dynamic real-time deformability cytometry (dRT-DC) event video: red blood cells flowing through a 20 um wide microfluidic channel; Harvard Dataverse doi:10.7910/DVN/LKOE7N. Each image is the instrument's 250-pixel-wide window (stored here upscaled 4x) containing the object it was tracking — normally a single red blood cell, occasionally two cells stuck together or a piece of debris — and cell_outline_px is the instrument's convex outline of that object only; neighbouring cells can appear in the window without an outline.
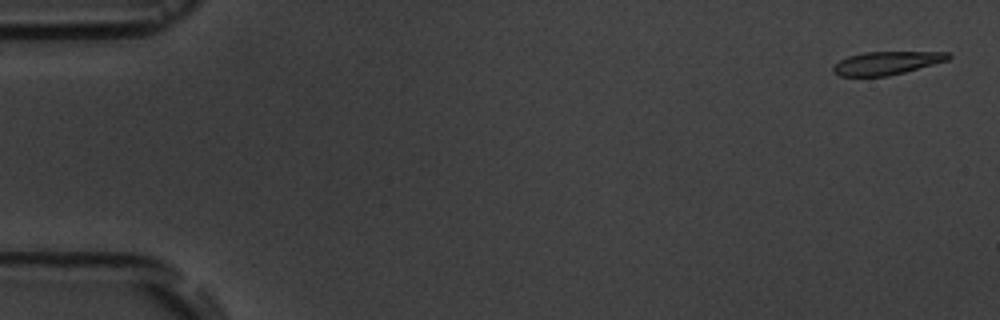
{"species": "common noctule bat (a hibernating species)", "species_latin": "Nyctalus noctula", "temperature_condition": "room temperature", "stored_images_in_passage": 5, "camera_frame_rate_fps": 3000, "um_per_image_px": 0.085, "animal": {"sex": "male", "body_mass_g": 19.5, "forearm_length_mm": 54.6}, "frame": {"image": 1, "passage_image": 1, "time_ms": 0.0, "image_size_px": [1000, 320], "cell_outline_px": [[952, 56], [948, 60], [904, 72], [888, 76], [840, 76], [832, 72], [832, 68], [840, 60], [848, 56], [864, 52], [948, 52]], "centroid_in_image_um": [75.35, 5.36], "position_along_channel_um": 9.7, "area_um2": 15.43}}
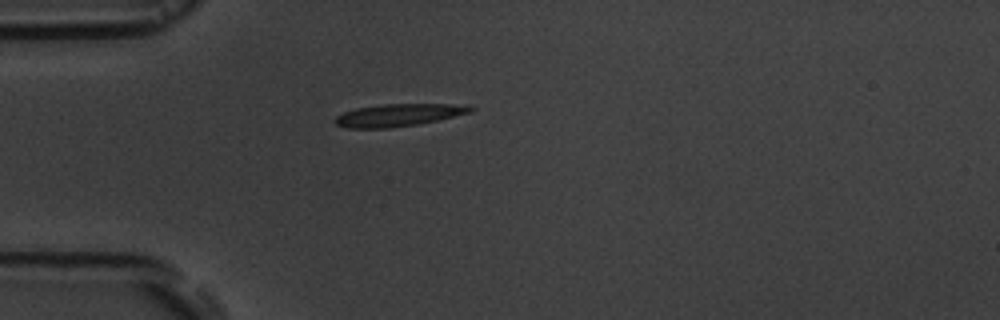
{"frame": {"image": 2, "passage_image": 5, "time_ms": 4.667, "image_size_px": [1000, 320], "cell_outline_px": [[476, 108], [472, 112], [436, 120], [416, 124], [392, 128], [348, 128], [336, 124], [332, 120], [336, 116], [344, 112], [356, 108], [384, 104], [468, 104]], "centroid_in_image_um": [33.88, 9.77], "position_along_channel_um": 51.1, "area_um2": 17.74}}